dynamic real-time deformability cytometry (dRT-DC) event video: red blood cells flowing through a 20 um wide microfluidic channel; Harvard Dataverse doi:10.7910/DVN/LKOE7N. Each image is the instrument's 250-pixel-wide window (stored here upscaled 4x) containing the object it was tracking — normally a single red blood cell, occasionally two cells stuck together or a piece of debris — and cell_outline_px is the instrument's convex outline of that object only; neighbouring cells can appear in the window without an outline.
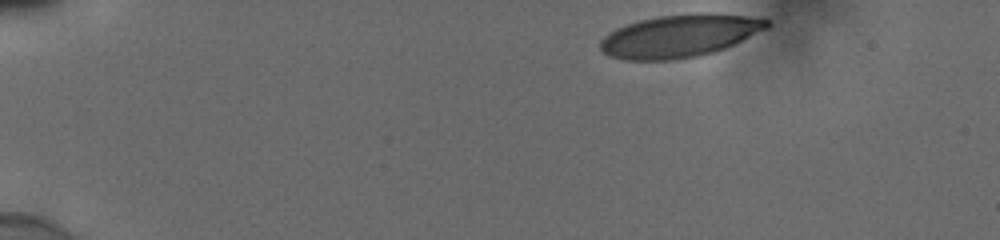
{"species": "human", "species_latin": "Homo sapiens", "temperature_condition": "cold", "stored_images_in_passage": 39, "camera_frame_rate_fps": 3000, "um_per_image_px": 0.085, "donor": {"sex": "male"}, "frame": {"image": 1, "passage_image": 1, "time_ms": 0.0, "image_size_px": [1000, 240], "cell_outline_px": [[772, 24], [768, 28], [724, 48], [712, 52], [696, 56], [672, 60], [624, 60], [608, 56], [600, 48], [600, 40], [604, 36], [616, 28], [640, 20], [660, 16], [696, 12], [716, 12], [748, 16], [768, 20]], "centroid_in_image_um": [57.77, 3.03], "position_along_channel_um": 27.2, "area_um2": 41.5}}
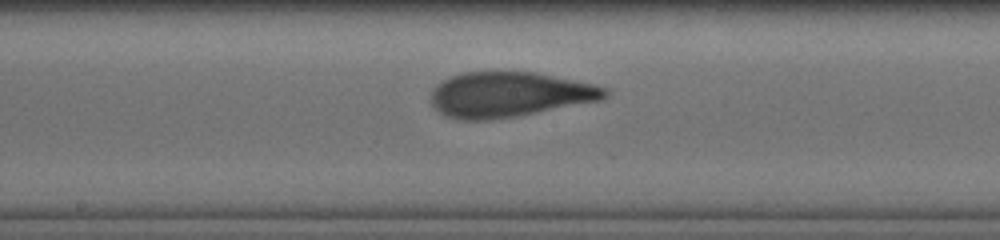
{"frame": {"image": 2, "passage_image": 23, "time_ms": 7.333, "image_size_px": [1000, 240], "cell_outline_px": [[608, 96], [600, 100], [516, 116], [488, 120], [460, 120], [444, 116], [432, 104], [432, 88], [436, 84], [452, 76], [464, 72], [536, 72], [592, 84], [608, 88]], "centroid_in_image_um": [43.26, 8.04], "position_along_channel_um": 204.9, "area_um2": 45.43}}
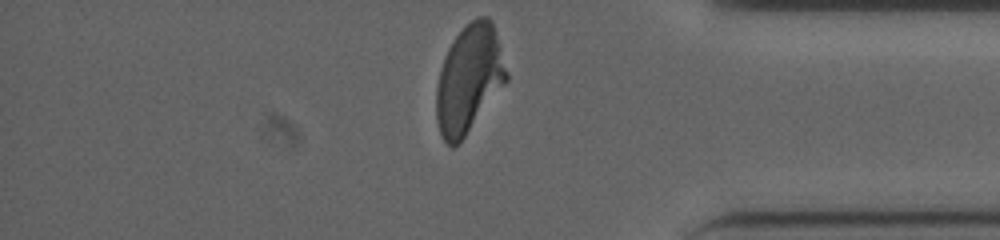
{"frame": {"image": 3, "passage_image": 39, "time_ms": 12.667, "image_size_px": [1000, 240], "cell_outline_px": [[508, 80], [464, 136], [452, 148], [444, 140], [440, 132], [436, 120], [436, 88], [440, 68], [444, 56], [452, 40], [476, 16], [488, 16], [492, 20], [496, 32], [508, 72]], "centroid_in_image_um": [39.86, 6.68], "position_along_channel_um": 395.3, "area_um2": 43.7}, "authors_computed_cell_mechanics": {"area_um2": 45.0262, "velocity_mm_per_s": 3.8578, "shape_relaxation_time_tau1_ms": 7.1248, "shape_relaxation_time_tau2_ms": 0.8605, "deformation_change_tau1": 0.2417, "deformation_change_tau2": 0.0777}}